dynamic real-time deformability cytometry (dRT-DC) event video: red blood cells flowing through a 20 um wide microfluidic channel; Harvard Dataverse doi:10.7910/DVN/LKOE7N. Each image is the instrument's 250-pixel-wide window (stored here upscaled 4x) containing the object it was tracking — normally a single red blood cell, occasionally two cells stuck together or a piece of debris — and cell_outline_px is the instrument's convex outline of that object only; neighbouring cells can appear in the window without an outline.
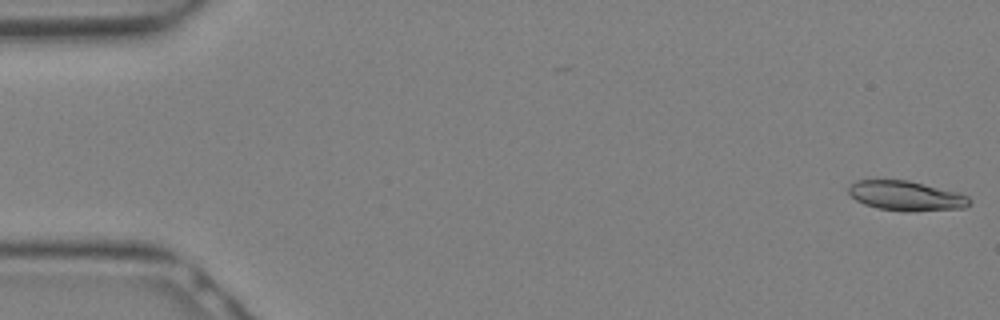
{"species": "Egyptian fruit bat (a non-hibernating species)", "species_latin": "Rousettus aegyptiacus", "temperature_condition": "warm", "stored_images_in_passage": 13, "camera_frame_rate_fps": 3000, "um_per_image_px": 0.085, "animal": {"sex": "female"}, "frame": {"image": 1, "passage_image": 1, "time_ms": 0.0, "image_size_px": [1000, 320], "cell_outline_px": [[972, 200], [964, 208], [912, 212], [904, 212], [880, 208], [864, 204], [856, 200], [848, 192], [848, 188], [856, 180], [908, 180], [956, 192], [968, 196]], "centroid_in_image_um": [77.02, 16.65], "position_along_channel_um": 8.0, "area_um2": 20.87}}
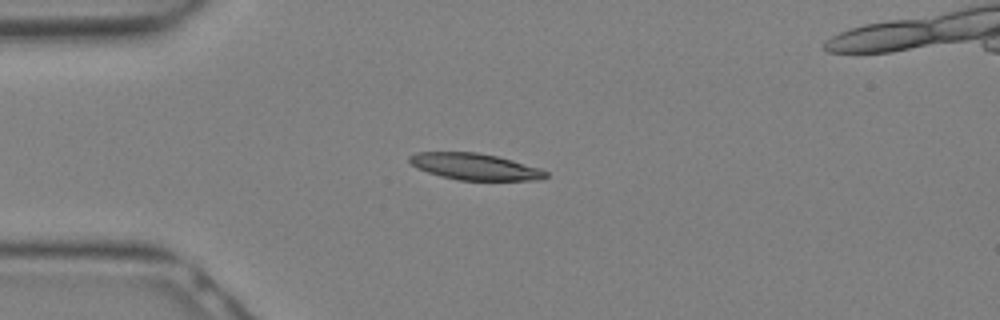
{"frame": {"image": 2, "passage_image": 8, "time_ms": 2.333, "image_size_px": [1000, 320], "cell_outline_px": [[548, 176], [540, 180], [460, 180], [440, 176], [416, 168], [408, 160], [408, 156], [416, 152], [476, 152], [496, 156], [512, 160], [540, 168], [548, 172]], "centroid_in_image_um": [40.35, 14.16], "position_along_channel_um": 44.6, "area_um2": 21.04}}
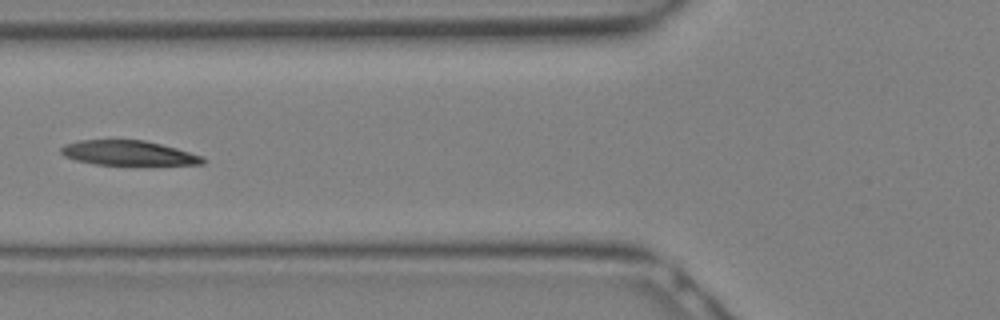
{"frame": {"image": 3, "passage_image": 12, "time_ms": 3.667, "image_size_px": [1000, 320], "cell_outline_px": [[204, 164], [96, 164], [76, 160], [64, 156], [60, 152], [60, 148], [64, 144], [80, 140], [144, 140], [176, 148], [204, 156]], "centroid_in_image_um": [10.88, 12.99], "position_along_channel_um": 114.9, "area_um2": 20.11}}